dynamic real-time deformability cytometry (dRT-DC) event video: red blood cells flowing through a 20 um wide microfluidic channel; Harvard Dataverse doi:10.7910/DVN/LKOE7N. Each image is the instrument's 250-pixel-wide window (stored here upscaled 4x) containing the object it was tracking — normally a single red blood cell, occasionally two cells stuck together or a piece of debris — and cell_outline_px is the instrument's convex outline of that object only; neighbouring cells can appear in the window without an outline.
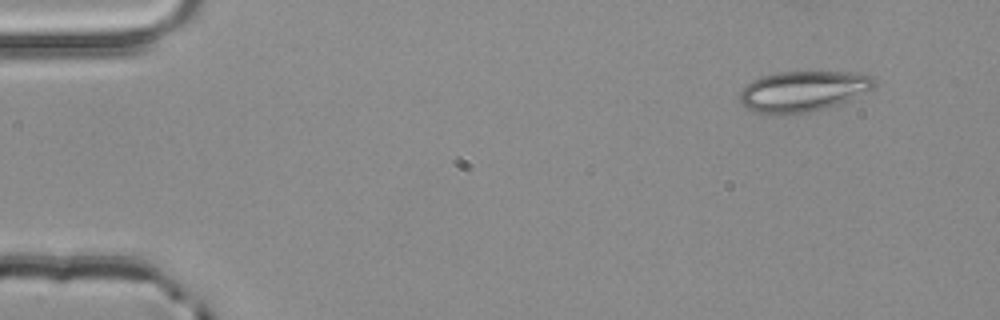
{"species": "common noctule bat (a hibernating species)", "species_latin": "Nyctalus noctula", "temperature_condition": "room temperature", "stored_images_in_passage": 3, "camera_frame_rate_fps": 3000, "um_per_image_px": 0.085, "animal": {"sex": "male", "body_mass_g": 20.4}, "frame": {"image": 1, "passage_image": 1, "time_ms": 0.0, "image_size_px": [1000, 320], "cell_outline_px": [[876, 84], [872, 88], [836, 104], [824, 108], [808, 112], [784, 116], [768, 116], [756, 112], [740, 104], [740, 92], [752, 80], [760, 76], [780, 72], [848, 72], [872, 76], [876, 80]], "centroid_in_image_um": [68.17, 7.78], "position_along_channel_um": 16.8, "area_um2": 31.79}}